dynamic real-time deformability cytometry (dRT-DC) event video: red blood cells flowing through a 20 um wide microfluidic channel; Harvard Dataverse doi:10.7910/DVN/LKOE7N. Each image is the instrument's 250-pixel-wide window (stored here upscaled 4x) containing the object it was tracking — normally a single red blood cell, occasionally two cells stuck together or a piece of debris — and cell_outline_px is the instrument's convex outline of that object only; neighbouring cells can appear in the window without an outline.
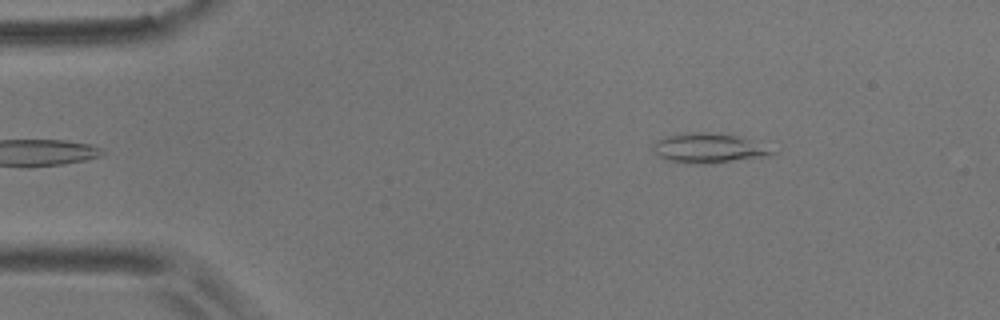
{"species": "common noctule bat (a hibernating species)", "species_latin": "Nyctalus noctula", "temperature_condition": "room temperature", "stored_images_in_passage": 5, "camera_frame_rate_fps": 3000, "um_per_image_px": 0.085, "animal": {"sex": "male", "body_mass_g": 17.9}, "frame": {"image": 1, "passage_image": 5, "time_ms": 1.333, "image_size_px": [1000, 320], "cell_outline_px": [[780, 152], [768, 156], [712, 164], [688, 164], [664, 160], [652, 148], [656, 140], [668, 136], [688, 132], [708, 132], [736, 136], [748, 140]], "centroid_in_image_um": [60.21, 12.62], "position_along_channel_um": 24.8, "area_um2": 20.58}}